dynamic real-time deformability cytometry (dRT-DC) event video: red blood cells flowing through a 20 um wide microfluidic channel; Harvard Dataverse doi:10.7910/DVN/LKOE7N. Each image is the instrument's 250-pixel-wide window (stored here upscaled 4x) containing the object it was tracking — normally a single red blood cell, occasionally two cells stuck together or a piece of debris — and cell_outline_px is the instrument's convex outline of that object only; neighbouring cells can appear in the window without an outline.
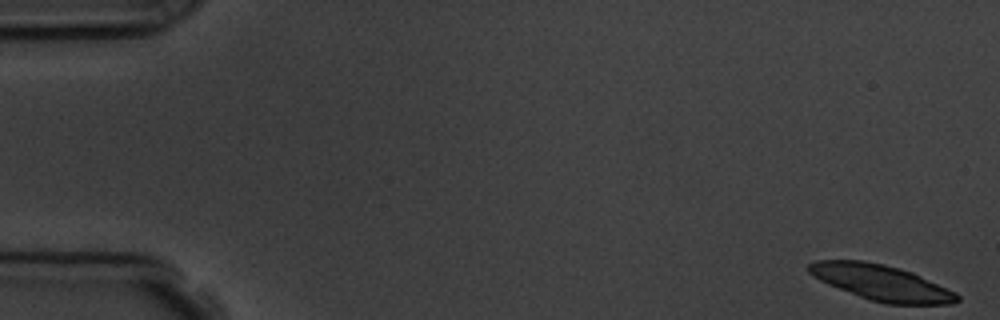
{"species": "common noctule bat (a hibernating species)", "species_latin": "Nyctalus noctula", "temperature_condition": "room temperature", "stored_images_in_passage": 6, "camera_frame_rate_fps": 3000, "um_per_image_px": 0.085, "animal": {"sex": "male", "body_mass_g": 19.5, "forearm_length_mm": 54.6}, "frame": {"image": 1, "passage_image": 1, "time_ms": 0.0, "image_size_px": [1000, 320], "cell_outline_px": [[960, 300], [952, 304], [884, 304], [868, 300], [828, 284], [812, 276], [808, 272], [808, 264], [816, 260], [864, 260], [884, 264], [912, 272], [956, 292], [960, 296]], "centroid_in_image_um": [74.91, 24.03], "position_along_channel_um": 10.1, "area_um2": 30.87}}